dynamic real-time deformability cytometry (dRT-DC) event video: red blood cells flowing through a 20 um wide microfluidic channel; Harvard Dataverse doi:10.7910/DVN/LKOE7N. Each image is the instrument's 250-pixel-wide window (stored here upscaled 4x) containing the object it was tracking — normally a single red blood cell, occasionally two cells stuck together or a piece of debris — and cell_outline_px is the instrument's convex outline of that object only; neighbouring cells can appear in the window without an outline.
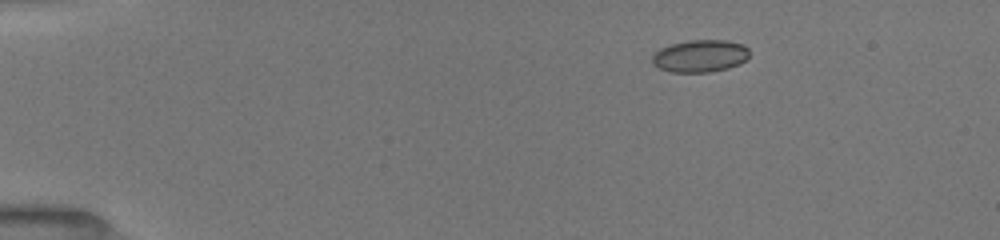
{"species": "common noctule bat (a hibernating species)", "species_latin": "Nyctalus noctula", "temperature_condition": "room temperature", "stored_images_in_passage": 14, "camera_frame_rate_fps": 3000, "um_per_image_px": 0.085, "animal": {"sex": "female", "body_mass_g": 19.5, "forearm_length_mm": 54.1}, "frame": {"image": 1, "passage_image": 1, "time_ms": 0.0, "image_size_px": [1000, 240], "cell_outline_px": [[748, 56], [740, 64], [728, 68], [708, 72], [672, 72], [660, 68], [652, 64], [652, 56], [660, 48], [672, 44], [688, 40], [728, 40], [744, 44], [748, 48]], "centroid_in_image_um": [59.52, 4.75], "position_along_channel_um": 25.5, "area_um2": 18.32}}
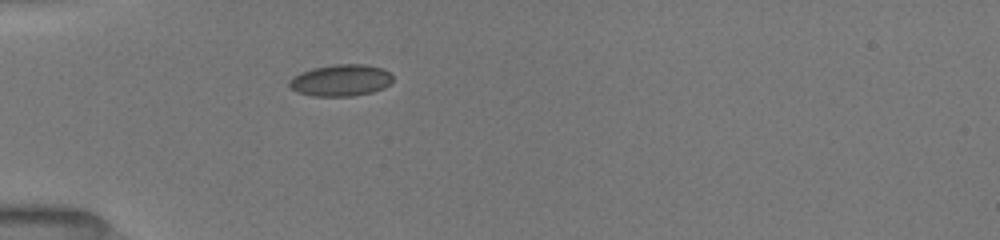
{"frame": {"image": 2, "passage_image": 7, "time_ms": 2.667, "image_size_px": [1000, 240], "cell_outline_px": [[392, 80], [384, 88], [372, 92], [352, 96], [312, 96], [296, 92], [288, 84], [288, 80], [292, 76], [300, 72], [312, 68], [332, 64], [364, 64], [384, 68], [392, 76]], "centroid_in_image_um": [28.93, 6.82], "position_along_channel_um": 56.1, "area_um2": 19.31}}
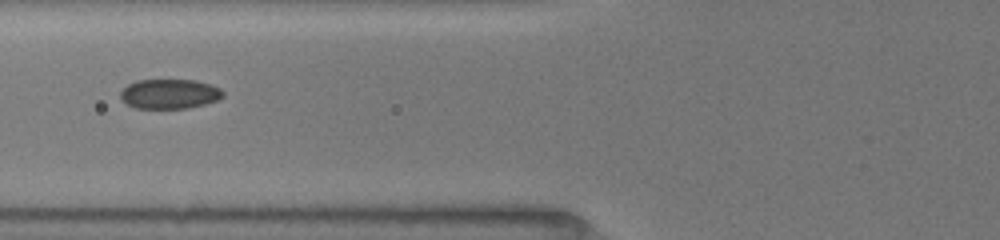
{"frame": {"image": 3, "passage_image": 13, "time_ms": 4.333, "image_size_px": [1000, 240], "cell_outline_px": [[224, 96], [216, 100], [204, 104], [188, 108], [136, 108], [120, 100], [120, 92], [128, 84], [136, 80], [196, 80], [220, 88], [224, 92]], "centroid_in_image_um": [14.39, 7.98], "position_along_channel_um": 111.4, "area_um2": 17.69}}